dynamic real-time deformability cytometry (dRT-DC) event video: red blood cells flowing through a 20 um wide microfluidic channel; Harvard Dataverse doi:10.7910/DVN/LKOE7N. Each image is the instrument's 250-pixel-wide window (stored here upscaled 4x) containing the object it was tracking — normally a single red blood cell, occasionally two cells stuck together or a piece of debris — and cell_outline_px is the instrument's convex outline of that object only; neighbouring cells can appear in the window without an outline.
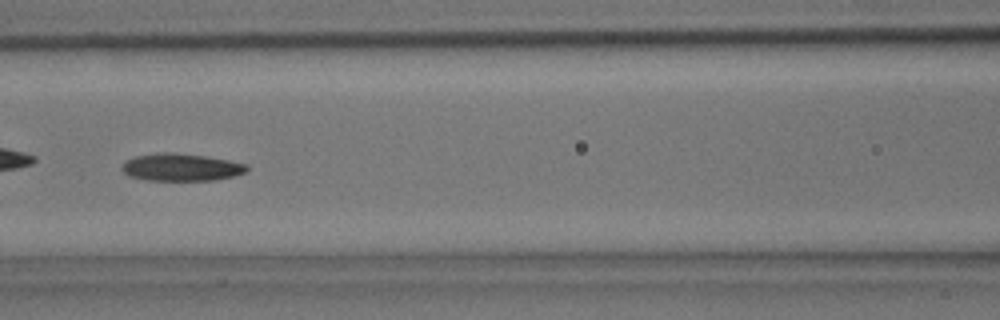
{"species": "common noctule bat (a hibernating species)", "species_latin": "Nyctalus noctula", "temperature_condition": "room temperature", "stored_images_in_passage": 6, "camera_frame_rate_fps": 3000, "um_per_image_px": 0.085, "animal": {"sex": "male", "body_mass_g": 15.6}, "frame": {"image": 1, "passage_image": 6, "time_ms": 1.667, "image_size_px": [1000, 320], "cell_outline_px": [[248, 172], [216, 180], [148, 180], [128, 176], [120, 168], [124, 160], [136, 156], [156, 152], [176, 152], [204, 156], [228, 160], [248, 164]], "centroid_in_image_um": [15.37, 14.21], "position_along_channel_um": 151.2, "area_um2": 20.17}}